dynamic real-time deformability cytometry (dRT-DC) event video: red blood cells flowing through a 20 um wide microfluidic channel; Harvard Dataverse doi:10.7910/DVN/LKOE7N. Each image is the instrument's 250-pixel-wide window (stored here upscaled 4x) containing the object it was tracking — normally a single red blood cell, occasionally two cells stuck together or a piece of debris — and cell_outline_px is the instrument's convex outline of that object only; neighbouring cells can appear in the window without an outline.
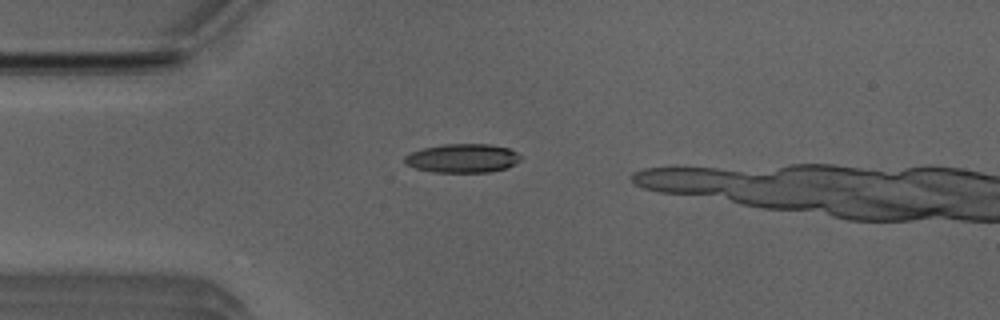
{"species": "Egyptian fruit bat (a non-hibernating species)", "species_latin": "Rousettus aegyptiacus", "temperature_condition": "room temperature", "stored_images_in_passage": 8, "camera_frame_rate_fps": 3000, "um_per_image_px": 0.085, "animal": {"sex": "male"}, "frame": {"image": 1, "passage_image": 3, "time_ms": 0.667, "image_size_px": [1000, 320], "cell_outline_px": [[520, 160], [508, 168], [488, 172], [432, 172], [416, 168], [404, 164], [404, 156], [412, 152], [424, 148], [440, 144], [488, 144], [508, 148], [516, 152], [520, 156]], "centroid_in_image_um": [39.3, 13.45], "position_along_channel_um": 45.7, "area_um2": 19.48}}